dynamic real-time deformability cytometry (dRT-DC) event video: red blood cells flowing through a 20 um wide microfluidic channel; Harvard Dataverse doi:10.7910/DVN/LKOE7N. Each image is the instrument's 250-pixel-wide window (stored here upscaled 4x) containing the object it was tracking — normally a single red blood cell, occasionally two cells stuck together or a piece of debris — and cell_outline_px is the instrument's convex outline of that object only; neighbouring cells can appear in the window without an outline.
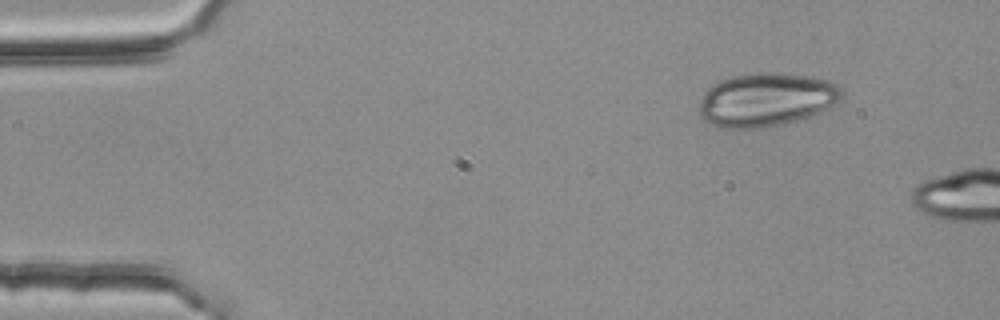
{"species": "common noctule bat (a hibernating species)", "species_latin": "Nyctalus noctula", "temperature_condition": "room temperature", "stored_images_in_passage": 2, "camera_frame_rate_fps": 3000, "um_per_image_px": 0.085, "animal": {"sex": "female", "body_mass_g": 25.1}, "frame": {"image": 1, "passage_image": 1, "time_ms": 0.0, "image_size_px": [1000, 320], "cell_outline_px": [[844, 92], [840, 100], [836, 104], [824, 112], [816, 116], [780, 124], [756, 128], [724, 128], [712, 124], [704, 120], [700, 116], [696, 108], [704, 92], [712, 84], [720, 80], [732, 76], [756, 72], [780, 72], [812, 76], [828, 80], [840, 84], [844, 88]], "centroid_in_image_um": [65.18, 8.46], "position_along_channel_um": 19.8, "area_um2": 45.55}}